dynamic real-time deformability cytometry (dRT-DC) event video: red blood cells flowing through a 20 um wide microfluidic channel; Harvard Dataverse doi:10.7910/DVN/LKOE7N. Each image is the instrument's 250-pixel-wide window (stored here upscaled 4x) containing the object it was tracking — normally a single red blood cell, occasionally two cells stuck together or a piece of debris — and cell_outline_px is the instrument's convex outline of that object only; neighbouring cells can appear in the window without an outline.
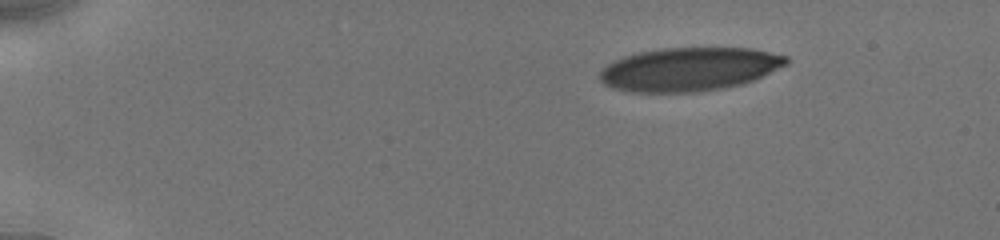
{"species": "human", "species_latin": "Homo sapiens", "temperature_condition": "cold", "stored_images_in_passage": 7, "camera_frame_rate_fps": 3000, "um_per_image_px": 0.085, "donor": {"sex": "male"}, "frame": {"image": 1, "passage_image": 1, "time_ms": 0.0, "image_size_px": [1000, 240], "cell_outline_px": [[788, 64], [752, 80], [740, 84], [724, 88], [696, 92], [632, 92], [612, 88], [604, 84], [600, 80], [600, 68], [624, 56], [640, 52], [664, 48], [752, 48], [788, 56]], "centroid_in_image_um": [58.57, 5.88], "position_along_channel_um": 26.4, "area_um2": 47.16}}